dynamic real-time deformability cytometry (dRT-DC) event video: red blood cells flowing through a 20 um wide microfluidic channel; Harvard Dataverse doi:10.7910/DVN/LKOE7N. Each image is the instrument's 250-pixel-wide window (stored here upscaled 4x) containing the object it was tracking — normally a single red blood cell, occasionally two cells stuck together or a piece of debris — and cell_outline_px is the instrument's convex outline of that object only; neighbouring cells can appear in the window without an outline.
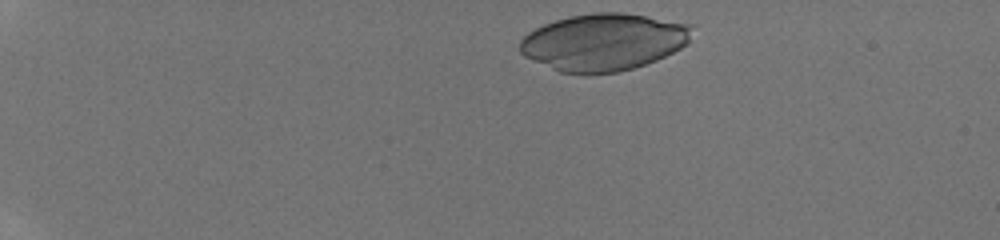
{"species": "human", "species_latin": "Homo sapiens", "temperature_condition": "room temperature", "stored_images_in_passage": 41, "camera_frame_rate_fps": 3000, "um_per_image_px": 0.085, "donor": {"sex": "male"}, "frame": {"image": 1, "passage_image": 1, "time_ms": 0.0, "image_size_px": [1000, 240], "cell_outline_px": [[692, 24], [688, 44], [656, 60], [632, 68], [616, 72], [560, 72], [524, 56], [520, 52], [520, 40], [528, 32], [544, 24], [568, 16], [596, 12], [624, 12]], "centroid_in_image_um": [51.31, 3.54], "position_along_channel_um": 33.7, "area_um2": 56.64}}
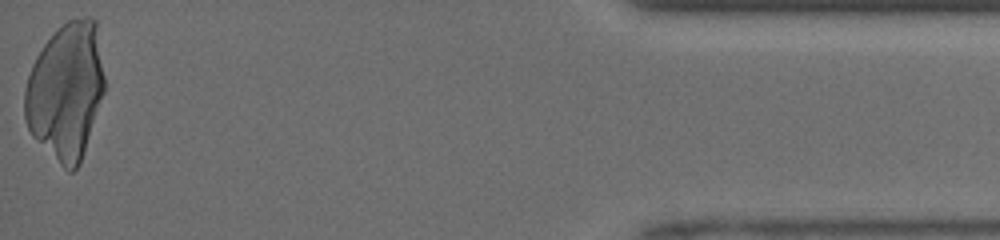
{"frame": {"image": 2, "passage_image": 41, "time_ms": 13.333, "image_size_px": [1000, 240], "cell_outline_px": [[104, 92], [80, 164], [72, 172], [68, 172], [32, 136], [24, 120], [24, 88], [32, 64], [36, 56], [44, 44], [56, 28], [68, 20], [88, 16], [96, 20], [104, 76]], "centroid_in_image_um": [5.58, 7.73], "position_along_channel_um": 429.6, "area_um2": 63.7}}